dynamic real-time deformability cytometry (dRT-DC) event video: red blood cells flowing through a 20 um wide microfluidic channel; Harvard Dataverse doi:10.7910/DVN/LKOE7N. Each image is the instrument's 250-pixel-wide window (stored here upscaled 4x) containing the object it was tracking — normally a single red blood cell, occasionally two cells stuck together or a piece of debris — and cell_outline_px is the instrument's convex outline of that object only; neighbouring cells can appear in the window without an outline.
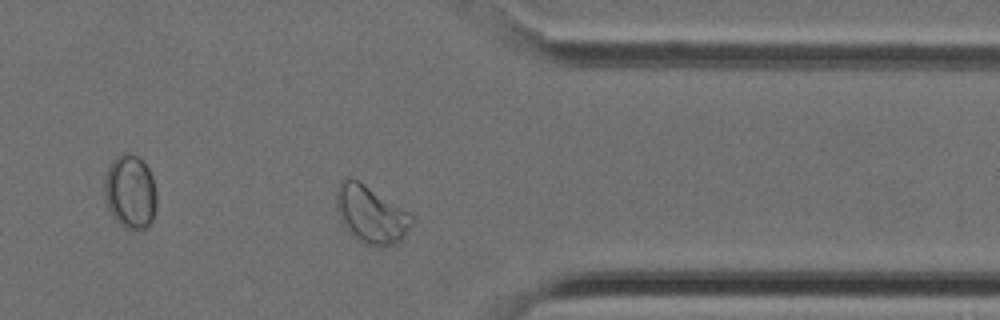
{"species": "Egyptian fruit bat (a non-hibernating species)", "species_latin": "Rousettus aegyptiacus", "temperature_condition": "cold", "stored_images_in_passage": 33, "camera_frame_rate_fps": 3000, "um_per_image_px": 0.085, "animal": {"sex": "female"}, "frame": {"image": 1, "passage_image": 24, "time_ms": 7.667, "image_size_px": [1000, 320], "cell_outline_px": [[412, 224], [400, 240], [392, 244], [380, 248], [364, 244], [352, 236], [348, 232], [340, 220], [336, 204], [336, 192], [340, 180], [348, 176], [364, 184], [412, 216]], "centroid_in_image_um": [31.46, 18.25], "position_along_channel_um": 379.9, "area_um2": 24.8}}